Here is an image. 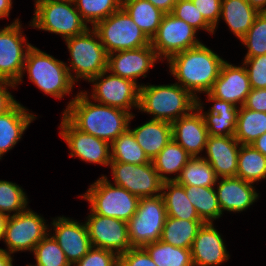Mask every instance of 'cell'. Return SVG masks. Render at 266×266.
<instances>
[{"instance_id": "cell-1", "label": "cell", "mask_w": 266, "mask_h": 266, "mask_svg": "<svg viewBox=\"0 0 266 266\" xmlns=\"http://www.w3.org/2000/svg\"><path fill=\"white\" fill-rule=\"evenodd\" d=\"M62 115L79 131L112 143L129 128L135 114L96 103L80 90Z\"/></svg>"}, {"instance_id": "cell-2", "label": "cell", "mask_w": 266, "mask_h": 266, "mask_svg": "<svg viewBox=\"0 0 266 266\" xmlns=\"http://www.w3.org/2000/svg\"><path fill=\"white\" fill-rule=\"evenodd\" d=\"M224 60L205 44L187 49L167 60L170 75L196 98L209 92L220 74ZM199 94V95H198Z\"/></svg>"}, {"instance_id": "cell-3", "label": "cell", "mask_w": 266, "mask_h": 266, "mask_svg": "<svg viewBox=\"0 0 266 266\" xmlns=\"http://www.w3.org/2000/svg\"><path fill=\"white\" fill-rule=\"evenodd\" d=\"M147 84L141 83L138 111L151 115L153 120L172 124L196 108L197 98L176 82L166 85Z\"/></svg>"}, {"instance_id": "cell-4", "label": "cell", "mask_w": 266, "mask_h": 266, "mask_svg": "<svg viewBox=\"0 0 266 266\" xmlns=\"http://www.w3.org/2000/svg\"><path fill=\"white\" fill-rule=\"evenodd\" d=\"M66 65V62L32 46L27 52L22 76L15 85L17 87L21 82L23 83L22 79L26 72L28 79L45 95L58 100L62 99L72 94L75 85Z\"/></svg>"}, {"instance_id": "cell-5", "label": "cell", "mask_w": 266, "mask_h": 266, "mask_svg": "<svg viewBox=\"0 0 266 266\" xmlns=\"http://www.w3.org/2000/svg\"><path fill=\"white\" fill-rule=\"evenodd\" d=\"M70 53L67 66L71 80L89 81L107 70L108 53L96 31L89 27L84 33L65 40Z\"/></svg>"}, {"instance_id": "cell-6", "label": "cell", "mask_w": 266, "mask_h": 266, "mask_svg": "<svg viewBox=\"0 0 266 266\" xmlns=\"http://www.w3.org/2000/svg\"><path fill=\"white\" fill-rule=\"evenodd\" d=\"M79 197L89 203L95 214L126 222L136 213L140 200L125 188L112 184L103 174Z\"/></svg>"}, {"instance_id": "cell-7", "label": "cell", "mask_w": 266, "mask_h": 266, "mask_svg": "<svg viewBox=\"0 0 266 266\" xmlns=\"http://www.w3.org/2000/svg\"><path fill=\"white\" fill-rule=\"evenodd\" d=\"M29 22L32 28L60 35L64 41L84 33L90 27L76 9L74 0L42 1L35 6Z\"/></svg>"}, {"instance_id": "cell-8", "label": "cell", "mask_w": 266, "mask_h": 266, "mask_svg": "<svg viewBox=\"0 0 266 266\" xmlns=\"http://www.w3.org/2000/svg\"><path fill=\"white\" fill-rule=\"evenodd\" d=\"M92 28L108 54L150 45V39L122 7Z\"/></svg>"}, {"instance_id": "cell-9", "label": "cell", "mask_w": 266, "mask_h": 266, "mask_svg": "<svg viewBox=\"0 0 266 266\" xmlns=\"http://www.w3.org/2000/svg\"><path fill=\"white\" fill-rule=\"evenodd\" d=\"M167 218L162 196L140 198L136 213L127 222L132 247H144L160 240Z\"/></svg>"}, {"instance_id": "cell-10", "label": "cell", "mask_w": 266, "mask_h": 266, "mask_svg": "<svg viewBox=\"0 0 266 266\" xmlns=\"http://www.w3.org/2000/svg\"><path fill=\"white\" fill-rule=\"evenodd\" d=\"M91 95L83 90L93 101L130 112L139 107L140 86L132 80L122 78L105 70L92 78ZM89 93V94H88Z\"/></svg>"}, {"instance_id": "cell-11", "label": "cell", "mask_w": 266, "mask_h": 266, "mask_svg": "<svg viewBox=\"0 0 266 266\" xmlns=\"http://www.w3.org/2000/svg\"><path fill=\"white\" fill-rule=\"evenodd\" d=\"M28 207L24 212L8 217L3 242L4 250L13 255L34 250V247L49 233V224L42 215Z\"/></svg>"}, {"instance_id": "cell-12", "label": "cell", "mask_w": 266, "mask_h": 266, "mask_svg": "<svg viewBox=\"0 0 266 266\" xmlns=\"http://www.w3.org/2000/svg\"><path fill=\"white\" fill-rule=\"evenodd\" d=\"M197 32L184 20L176 18L172 13H167L164 14L150 44L163 62L177 53L200 45L202 42L197 38Z\"/></svg>"}, {"instance_id": "cell-13", "label": "cell", "mask_w": 266, "mask_h": 266, "mask_svg": "<svg viewBox=\"0 0 266 266\" xmlns=\"http://www.w3.org/2000/svg\"><path fill=\"white\" fill-rule=\"evenodd\" d=\"M19 18L0 28V80L16 84L23 72L28 50L33 46L23 34Z\"/></svg>"}, {"instance_id": "cell-14", "label": "cell", "mask_w": 266, "mask_h": 266, "mask_svg": "<svg viewBox=\"0 0 266 266\" xmlns=\"http://www.w3.org/2000/svg\"><path fill=\"white\" fill-rule=\"evenodd\" d=\"M113 183L125 188L139 198L160 196L163 180L152 162L142 165L123 162H110Z\"/></svg>"}, {"instance_id": "cell-15", "label": "cell", "mask_w": 266, "mask_h": 266, "mask_svg": "<svg viewBox=\"0 0 266 266\" xmlns=\"http://www.w3.org/2000/svg\"><path fill=\"white\" fill-rule=\"evenodd\" d=\"M84 222L91 246L112 251L118 256L132 248L126 221L100 216L90 209Z\"/></svg>"}, {"instance_id": "cell-16", "label": "cell", "mask_w": 266, "mask_h": 266, "mask_svg": "<svg viewBox=\"0 0 266 266\" xmlns=\"http://www.w3.org/2000/svg\"><path fill=\"white\" fill-rule=\"evenodd\" d=\"M59 125V136L67 144L70 157L81 161L108 166L111 162V144L76 129L63 115Z\"/></svg>"}, {"instance_id": "cell-17", "label": "cell", "mask_w": 266, "mask_h": 266, "mask_svg": "<svg viewBox=\"0 0 266 266\" xmlns=\"http://www.w3.org/2000/svg\"><path fill=\"white\" fill-rule=\"evenodd\" d=\"M51 219L53 221L50 224L49 232L63 250L67 261L73 266L92 247L86 224L64 215Z\"/></svg>"}, {"instance_id": "cell-18", "label": "cell", "mask_w": 266, "mask_h": 266, "mask_svg": "<svg viewBox=\"0 0 266 266\" xmlns=\"http://www.w3.org/2000/svg\"><path fill=\"white\" fill-rule=\"evenodd\" d=\"M158 62H160V59L150 44L138 49L108 54L107 70L114 75L132 80L141 86L137 82L138 78L147 77L149 70Z\"/></svg>"}, {"instance_id": "cell-19", "label": "cell", "mask_w": 266, "mask_h": 266, "mask_svg": "<svg viewBox=\"0 0 266 266\" xmlns=\"http://www.w3.org/2000/svg\"><path fill=\"white\" fill-rule=\"evenodd\" d=\"M251 89L249 76L243 63L237 66L225 61L209 93L218 99L241 107L245 104Z\"/></svg>"}, {"instance_id": "cell-20", "label": "cell", "mask_w": 266, "mask_h": 266, "mask_svg": "<svg viewBox=\"0 0 266 266\" xmlns=\"http://www.w3.org/2000/svg\"><path fill=\"white\" fill-rule=\"evenodd\" d=\"M214 223H204L191 247L193 266H220L230 259L225 241Z\"/></svg>"}, {"instance_id": "cell-21", "label": "cell", "mask_w": 266, "mask_h": 266, "mask_svg": "<svg viewBox=\"0 0 266 266\" xmlns=\"http://www.w3.org/2000/svg\"><path fill=\"white\" fill-rule=\"evenodd\" d=\"M215 190L221 213L224 211L241 213L246 211L259 199L254 184L237 176L218 178Z\"/></svg>"}, {"instance_id": "cell-22", "label": "cell", "mask_w": 266, "mask_h": 266, "mask_svg": "<svg viewBox=\"0 0 266 266\" xmlns=\"http://www.w3.org/2000/svg\"><path fill=\"white\" fill-rule=\"evenodd\" d=\"M171 127L172 139L191 157H199L205 151L208 130L203 116L197 108L188 115L175 120Z\"/></svg>"}, {"instance_id": "cell-23", "label": "cell", "mask_w": 266, "mask_h": 266, "mask_svg": "<svg viewBox=\"0 0 266 266\" xmlns=\"http://www.w3.org/2000/svg\"><path fill=\"white\" fill-rule=\"evenodd\" d=\"M206 94L207 101L214 102L211 107L204 112V104L197 98L196 108L203 116L205 126L208 130V136H234L236 132V124L239 107L225 100L212 96L209 92Z\"/></svg>"}, {"instance_id": "cell-24", "label": "cell", "mask_w": 266, "mask_h": 266, "mask_svg": "<svg viewBox=\"0 0 266 266\" xmlns=\"http://www.w3.org/2000/svg\"><path fill=\"white\" fill-rule=\"evenodd\" d=\"M241 144L234 136H208L205 154L218 178L235 177L238 166V153Z\"/></svg>"}, {"instance_id": "cell-25", "label": "cell", "mask_w": 266, "mask_h": 266, "mask_svg": "<svg viewBox=\"0 0 266 266\" xmlns=\"http://www.w3.org/2000/svg\"><path fill=\"white\" fill-rule=\"evenodd\" d=\"M37 118L19 101L0 115V160L21 140L29 125Z\"/></svg>"}, {"instance_id": "cell-26", "label": "cell", "mask_w": 266, "mask_h": 266, "mask_svg": "<svg viewBox=\"0 0 266 266\" xmlns=\"http://www.w3.org/2000/svg\"><path fill=\"white\" fill-rule=\"evenodd\" d=\"M129 129L151 161L172 140L171 123L166 121L150 119L134 129L129 125Z\"/></svg>"}, {"instance_id": "cell-27", "label": "cell", "mask_w": 266, "mask_h": 266, "mask_svg": "<svg viewBox=\"0 0 266 266\" xmlns=\"http://www.w3.org/2000/svg\"><path fill=\"white\" fill-rule=\"evenodd\" d=\"M258 14L246 0H222L219 21L224 20L230 31L241 40Z\"/></svg>"}, {"instance_id": "cell-28", "label": "cell", "mask_w": 266, "mask_h": 266, "mask_svg": "<svg viewBox=\"0 0 266 266\" xmlns=\"http://www.w3.org/2000/svg\"><path fill=\"white\" fill-rule=\"evenodd\" d=\"M161 196L164 201L167 217L183 220H202L186 196L182 185L175 181H164Z\"/></svg>"}, {"instance_id": "cell-29", "label": "cell", "mask_w": 266, "mask_h": 266, "mask_svg": "<svg viewBox=\"0 0 266 266\" xmlns=\"http://www.w3.org/2000/svg\"><path fill=\"white\" fill-rule=\"evenodd\" d=\"M190 158L187 151L172 139L151 162L163 181H174ZM171 174L176 176L171 177Z\"/></svg>"}, {"instance_id": "cell-30", "label": "cell", "mask_w": 266, "mask_h": 266, "mask_svg": "<svg viewBox=\"0 0 266 266\" xmlns=\"http://www.w3.org/2000/svg\"><path fill=\"white\" fill-rule=\"evenodd\" d=\"M121 7L151 40L157 33L165 13L148 0H122Z\"/></svg>"}, {"instance_id": "cell-31", "label": "cell", "mask_w": 266, "mask_h": 266, "mask_svg": "<svg viewBox=\"0 0 266 266\" xmlns=\"http://www.w3.org/2000/svg\"><path fill=\"white\" fill-rule=\"evenodd\" d=\"M203 220H183L167 217L160 240L172 246L191 249Z\"/></svg>"}, {"instance_id": "cell-32", "label": "cell", "mask_w": 266, "mask_h": 266, "mask_svg": "<svg viewBox=\"0 0 266 266\" xmlns=\"http://www.w3.org/2000/svg\"><path fill=\"white\" fill-rule=\"evenodd\" d=\"M217 180L214 169L201 154L191 157L174 181L182 186L214 187Z\"/></svg>"}, {"instance_id": "cell-33", "label": "cell", "mask_w": 266, "mask_h": 266, "mask_svg": "<svg viewBox=\"0 0 266 266\" xmlns=\"http://www.w3.org/2000/svg\"><path fill=\"white\" fill-rule=\"evenodd\" d=\"M264 133H266V112L239 107L235 139L241 145H251Z\"/></svg>"}, {"instance_id": "cell-34", "label": "cell", "mask_w": 266, "mask_h": 266, "mask_svg": "<svg viewBox=\"0 0 266 266\" xmlns=\"http://www.w3.org/2000/svg\"><path fill=\"white\" fill-rule=\"evenodd\" d=\"M191 204L199 217L210 223L222 217L215 187L183 186Z\"/></svg>"}, {"instance_id": "cell-35", "label": "cell", "mask_w": 266, "mask_h": 266, "mask_svg": "<svg viewBox=\"0 0 266 266\" xmlns=\"http://www.w3.org/2000/svg\"><path fill=\"white\" fill-rule=\"evenodd\" d=\"M236 176L252 184L266 180V156L252 145H241Z\"/></svg>"}, {"instance_id": "cell-36", "label": "cell", "mask_w": 266, "mask_h": 266, "mask_svg": "<svg viewBox=\"0 0 266 266\" xmlns=\"http://www.w3.org/2000/svg\"><path fill=\"white\" fill-rule=\"evenodd\" d=\"M111 162L142 165L150 163L151 160L137 144L135 136L128 128L111 143Z\"/></svg>"}, {"instance_id": "cell-37", "label": "cell", "mask_w": 266, "mask_h": 266, "mask_svg": "<svg viewBox=\"0 0 266 266\" xmlns=\"http://www.w3.org/2000/svg\"><path fill=\"white\" fill-rule=\"evenodd\" d=\"M157 266H193L191 249L172 246L161 240L143 247Z\"/></svg>"}, {"instance_id": "cell-38", "label": "cell", "mask_w": 266, "mask_h": 266, "mask_svg": "<svg viewBox=\"0 0 266 266\" xmlns=\"http://www.w3.org/2000/svg\"><path fill=\"white\" fill-rule=\"evenodd\" d=\"M82 19L91 27L118 11L122 0H74Z\"/></svg>"}, {"instance_id": "cell-39", "label": "cell", "mask_w": 266, "mask_h": 266, "mask_svg": "<svg viewBox=\"0 0 266 266\" xmlns=\"http://www.w3.org/2000/svg\"><path fill=\"white\" fill-rule=\"evenodd\" d=\"M18 184L0 180V212L8 216L24 212L28 208V197Z\"/></svg>"}, {"instance_id": "cell-40", "label": "cell", "mask_w": 266, "mask_h": 266, "mask_svg": "<svg viewBox=\"0 0 266 266\" xmlns=\"http://www.w3.org/2000/svg\"><path fill=\"white\" fill-rule=\"evenodd\" d=\"M32 253L36 261L34 266H71L50 232L34 247Z\"/></svg>"}, {"instance_id": "cell-41", "label": "cell", "mask_w": 266, "mask_h": 266, "mask_svg": "<svg viewBox=\"0 0 266 266\" xmlns=\"http://www.w3.org/2000/svg\"><path fill=\"white\" fill-rule=\"evenodd\" d=\"M240 41L247 49L245 57L266 54V12L257 15L247 34Z\"/></svg>"}, {"instance_id": "cell-42", "label": "cell", "mask_w": 266, "mask_h": 266, "mask_svg": "<svg viewBox=\"0 0 266 266\" xmlns=\"http://www.w3.org/2000/svg\"><path fill=\"white\" fill-rule=\"evenodd\" d=\"M171 13L197 31L203 30L214 35V28L204 19L202 13H199L191 0H177Z\"/></svg>"}, {"instance_id": "cell-43", "label": "cell", "mask_w": 266, "mask_h": 266, "mask_svg": "<svg viewBox=\"0 0 266 266\" xmlns=\"http://www.w3.org/2000/svg\"><path fill=\"white\" fill-rule=\"evenodd\" d=\"M245 66L252 89L266 88V54L254 57H244Z\"/></svg>"}, {"instance_id": "cell-44", "label": "cell", "mask_w": 266, "mask_h": 266, "mask_svg": "<svg viewBox=\"0 0 266 266\" xmlns=\"http://www.w3.org/2000/svg\"><path fill=\"white\" fill-rule=\"evenodd\" d=\"M73 266H119V256L112 251L92 246Z\"/></svg>"}, {"instance_id": "cell-45", "label": "cell", "mask_w": 266, "mask_h": 266, "mask_svg": "<svg viewBox=\"0 0 266 266\" xmlns=\"http://www.w3.org/2000/svg\"><path fill=\"white\" fill-rule=\"evenodd\" d=\"M204 19L217 31L222 0H191Z\"/></svg>"}, {"instance_id": "cell-46", "label": "cell", "mask_w": 266, "mask_h": 266, "mask_svg": "<svg viewBox=\"0 0 266 266\" xmlns=\"http://www.w3.org/2000/svg\"><path fill=\"white\" fill-rule=\"evenodd\" d=\"M119 266H157L143 247H132L119 256Z\"/></svg>"}, {"instance_id": "cell-47", "label": "cell", "mask_w": 266, "mask_h": 266, "mask_svg": "<svg viewBox=\"0 0 266 266\" xmlns=\"http://www.w3.org/2000/svg\"><path fill=\"white\" fill-rule=\"evenodd\" d=\"M9 88L16 90V85L6 80H0V115L9 111L18 101L10 93Z\"/></svg>"}, {"instance_id": "cell-48", "label": "cell", "mask_w": 266, "mask_h": 266, "mask_svg": "<svg viewBox=\"0 0 266 266\" xmlns=\"http://www.w3.org/2000/svg\"><path fill=\"white\" fill-rule=\"evenodd\" d=\"M243 106L254 111L266 112V88L251 89Z\"/></svg>"}, {"instance_id": "cell-49", "label": "cell", "mask_w": 266, "mask_h": 266, "mask_svg": "<svg viewBox=\"0 0 266 266\" xmlns=\"http://www.w3.org/2000/svg\"><path fill=\"white\" fill-rule=\"evenodd\" d=\"M165 14L171 13L177 0H148Z\"/></svg>"}, {"instance_id": "cell-50", "label": "cell", "mask_w": 266, "mask_h": 266, "mask_svg": "<svg viewBox=\"0 0 266 266\" xmlns=\"http://www.w3.org/2000/svg\"><path fill=\"white\" fill-rule=\"evenodd\" d=\"M12 4V0H0V19L9 18Z\"/></svg>"}, {"instance_id": "cell-51", "label": "cell", "mask_w": 266, "mask_h": 266, "mask_svg": "<svg viewBox=\"0 0 266 266\" xmlns=\"http://www.w3.org/2000/svg\"><path fill=\"white\" fill-rule=\"evenodd\" d=\"M251 145L261 154L266 156V133L259 136Z\"/></svg>"}, {"instance_id": "cell-52", "label": "cell", "mask_w": 266, "mask_h": 266, "mask_svg": "<svg viewBox=\"0 0 266 266\" xmlns=\"http://www.w3.org/2000/svg\"><path fill=\"white\" fill-rule=\"evenodd\" d=\"M14 255L12 256L3 248H0V266H13V259Z\"/></svg>"}, {"instance_id": "cell-53", "label": "cell", "mask_w": 266, "mask_h": 266, "mask_svg": "<svg viewBox=\"0 0 266 266\" xmlns=\"http://www.w3.org/2000/svg\"><path fill=\"white\" fill-rule=\"evenodd\" d=\"M259 13L266 12V0H246Z\"/></svg>"}, {"instance_id": "cell-54", "label": "cell", "mask_w": 266, "mask_h": 266, "mask_svg": "<svg viewBox=\"0 0 266 266\" xmlns=\"http://www.w3.org/2000/svg\"><path fill=\"white\" fill-rule=\"evenodd\" d=\"M8 215L0 212V241H3Z\"/></svg>"}, {"instance_id": "cell-55", "label": "cell", "mask_w": 266, "mask_h": 266, "mask_svg": "<svg viewBox=\"0 0 266 266\" xmlns=\"http://www.w3.org/2000/svg\"><path fill=\"white\" fill-rule=\"evenodd\" d=\"M42 1H45V0H34V5L36 6L38 3L42 2Z\"/></svg>"}]
</instances>
